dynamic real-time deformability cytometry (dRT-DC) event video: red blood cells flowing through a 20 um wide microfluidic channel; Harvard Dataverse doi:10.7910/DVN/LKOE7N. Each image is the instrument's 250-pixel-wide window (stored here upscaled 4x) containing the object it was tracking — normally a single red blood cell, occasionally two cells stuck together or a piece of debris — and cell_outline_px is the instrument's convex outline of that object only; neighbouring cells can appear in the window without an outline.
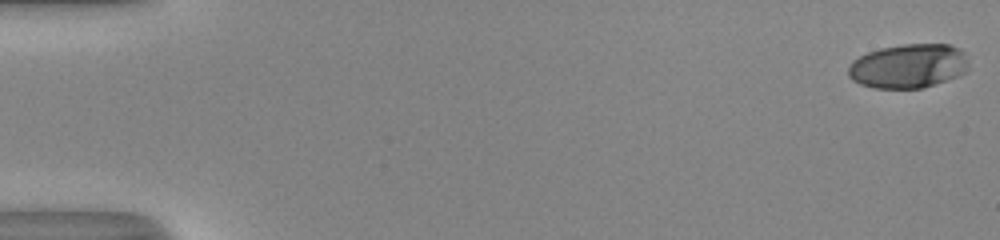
{"species": "human", "species_latin": "Homo sapiens", "temperature_condition": "room temperature", "stored_images_in_passage": 53, "camera_frame_rate_fps": 3000, "um_per_image_px": 0.085, "donor": {"sex": "male"}, "frame": {"image": 1, "passage_image": 1, "time_ms": 0.0, "image_size_px": [1000, 240], "cell_outline_px": [[968, 72], [960, 76], [920, 88], [872, 88], [860, 84], [852, 80], [848, 76], [848, 68], [852, 60], [868, 52], [880, 48], [904, 44], [948, 44], [960, 48], [964, 52], [968, 60]], "centroid_in_image_um": [77.23, 5.61], "position_along_channel_um": 7.8, "area_um2": 31.27}}
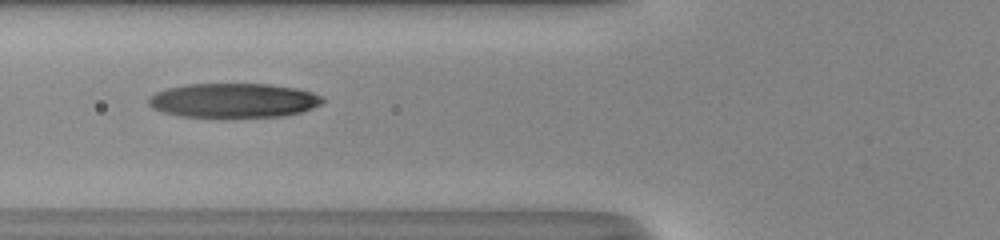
{"frame": {"image": 2, "passage_image": 22, "time_ms": 7.0, "image_size_px": [1000, 240], "cell_outline_px": [[324, 100], [320, 104], [312, 108], [300, 112], [280, 116], [180, 116], [164, 112], [152, 108], [148, 104], [148, 96], [156, 92], [168, 88], [188, 84], [268, 84], [296, 88], [312, 92], [320, 96]], "centroid_in_image_um": [19.82, 8.52], "position_along_channel_um": 106.0, "area_um2": 34.39}}
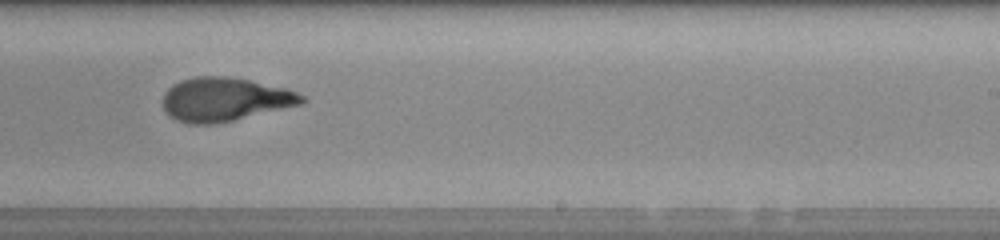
{"frame": {"image": 3, "passage_image": 34, "time_ms": 11.0, "image_size_px": [1000, 240], "cell_outline_px": [[308, 100], [304, 104], [232, 120], [212, 124], [188, 124], [176, 120], [168, 116], [164, 108], [164, 92], [172, 84], [180, 80], [196, 76], [224, 76], [248, 80], [284, 88], [296, 92], [304, 96]], "centroid_in_image_um": [19.09, 8.45], "position_along_channel_um": 269.9, "area_um2": 35.32}, "authors_computed_cell_mechanics": {"area_um2": 34.2176, "velocity_mm_per_s": 4.1069, "shape_relaxation_time_tau1_ms": 4.7171, "shape_relaxation_time_tau2_ms": 1.7934, "deformation_change_tau1": 0.236, "deformation_change_tau2": 0.0919}}